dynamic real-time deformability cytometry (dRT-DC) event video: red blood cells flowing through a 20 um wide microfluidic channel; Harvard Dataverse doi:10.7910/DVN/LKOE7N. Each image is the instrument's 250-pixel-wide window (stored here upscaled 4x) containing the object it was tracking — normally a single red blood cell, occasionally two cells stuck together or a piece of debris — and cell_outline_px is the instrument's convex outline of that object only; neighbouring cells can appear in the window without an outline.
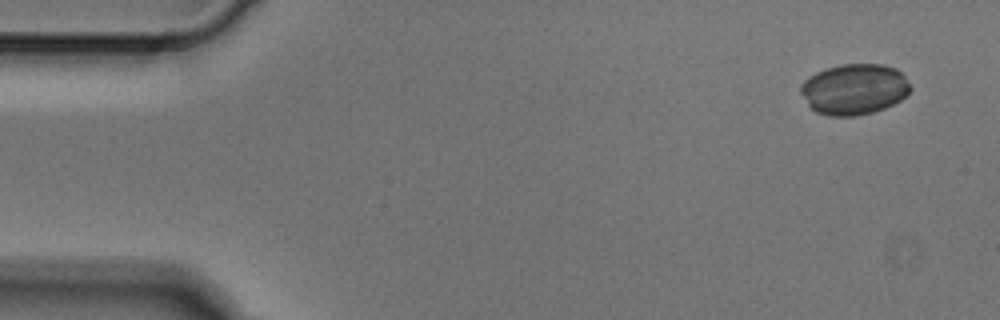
{"species": "Egyptian fruit bat (a non-hibernating species)", "species_latin": "Rousettus aegyptiacus", "temperature_condition": "cold", "stored_images_in_passage": 4, "camera_frame_rate_fps": 3000, "um_per_image_px": 0.085, "animal": {"sex": "male"}, "frame": {"image": 1, "passage_image": 1, "time_ms": 0.0, "image_size_px": [1000, 320], "cell_outline_px": [[912, 88], [900, 100], [884, 108], [872, 112], [856, 116], [828, 116], [816, 112], [808, 104], [800, 92], [800, 84], [808, 76], [824, 68], [840, 64], [884, 64], [896, 68], [904, 76]], "centroid_in_image_um": [72.58, 7.57], "position_along_channel_um": 12.4, "area_um2": 32.6}}
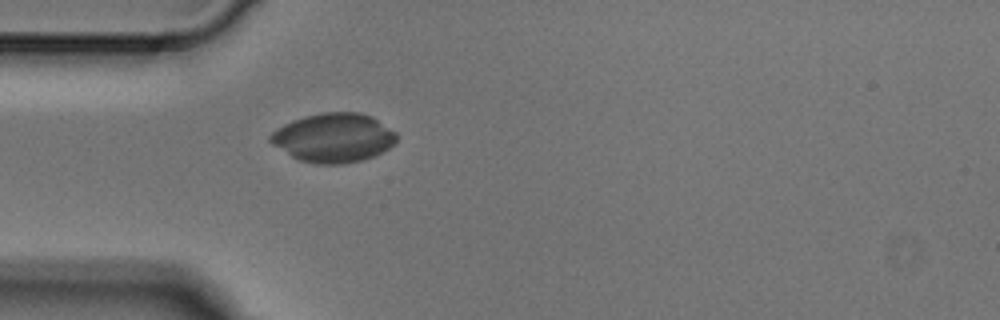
{"frame": {"image": 2, "passage_image": 4, "time_ms": 1.0, "image_size_px": [1000, 320], "cell_outline_px": [[396, 140], [388, 148], [372, 156], [360, 160], [344, 164], [316, 164], [300, 160], [292, 156], [272, 144], [268, 140], [268, 136], [276, 128], [292, 120], [304, 116], [320, 112], [360, 112], [372, 116], [396, 132]], "centroid_in_image_um": [28.32, 11.69], "position_along_channel_um": 56.7, "area_um2": 36.01}}